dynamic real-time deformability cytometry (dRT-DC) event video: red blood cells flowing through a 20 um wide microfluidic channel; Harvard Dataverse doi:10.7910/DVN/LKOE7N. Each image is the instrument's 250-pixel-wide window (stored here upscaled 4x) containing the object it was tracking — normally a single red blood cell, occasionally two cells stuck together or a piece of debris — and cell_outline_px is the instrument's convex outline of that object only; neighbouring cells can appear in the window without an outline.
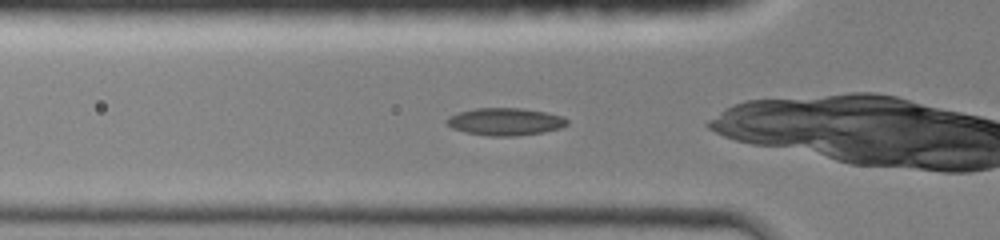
{"species": "common noctule bat (a hibernating species)", "species_latin": "Nyctalus noctula", "temperature_condition": "room temperature", "stored_images_in_passage": 32, "camera_frame_rate_fps": 3000, "um_per_image_px": 0.085, "animal": {"sex": "female", "body_mass_g": 19.0, "forearm_length_mm": 51.5}, "frame": {"image": 1, "passage_image": 8, "time_ms": 2.333, "image_size_px": [1000, 240], "cell_outline_px": [[568, 124], [560, 128], [544, 132], [516, 136], [488, 136], [464, 132], [452, 128], [444, 124], [444, 120], [448, 116], [460, 112], [476, 108], [520, 108], [544, 112], [564, 116], [568, 120]], "centroid_in_image_um": [42.91, 10.35], "position_along_channel_um": 82.9, "area_um2": 19.42}}
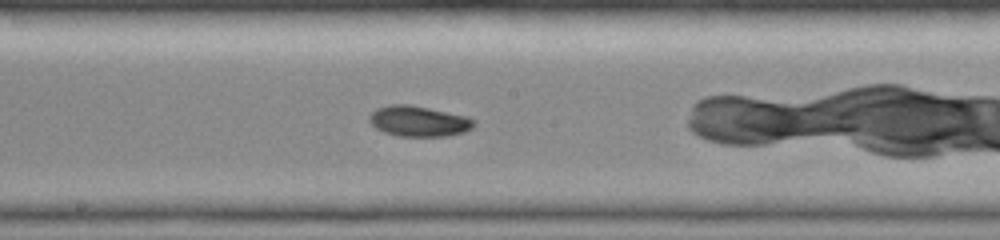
{"frame": {"image": 2, "passage_image": 17, "time_ms": 5.333, "image_size_px": [1000, 240], "cell_outline_px": [[476, 124], [472, 128], [464, 132], [448, 136], [400, 136], [384, 132], [376, 128], [368, 120], [368, 116], [376, 108], [392, 104], [408, 104], [468, 116], [476, 120]], "centroid_in_image_um": [35.61, 10.3], "position_along_channel_um": 212.6, "area_um2": 18.73}}
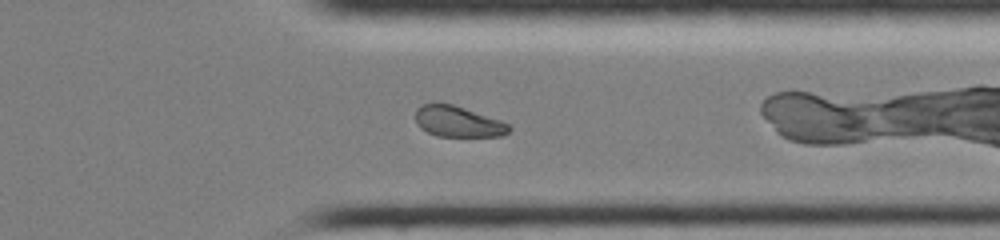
{"frame": {"image": 3, "passage_image": 28, "time_ms": 9.0, "image_size_px": [1000, 240], "cell_outline_px": [[512, 128], [508, 132], [500, 136], [436, 136], [420, 128], [416, 124], [416, 108], [424, 104], [452, 104], [500, 120], [508, 124]], "centroid_in_image_um": [38.91, 10.35], "position_along_channel_um": 372.5, "area_um2": 16.59}}